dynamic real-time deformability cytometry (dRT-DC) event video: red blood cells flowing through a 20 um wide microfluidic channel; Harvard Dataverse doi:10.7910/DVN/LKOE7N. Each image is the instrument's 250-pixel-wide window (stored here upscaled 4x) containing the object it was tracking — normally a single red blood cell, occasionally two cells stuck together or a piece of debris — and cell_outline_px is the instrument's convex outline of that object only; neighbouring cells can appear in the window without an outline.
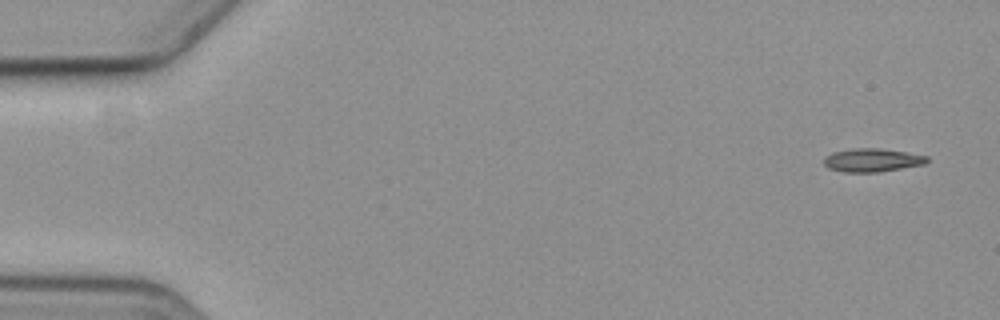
{"species": "common noctule bat (a hibernating species)", "species_latin": "Nyctalus noctula", "temperature_condition": "cold", "stored_images_in_passage": 9, "camera_frame_rate_fps": 3000, "um_per_image_px": 0.085, "animal": {"sex": "female", "body_mass_g": 19.3, "forearm_length_mm": 54.1}, "frame": {"image": 1, "passage_image": 1, "time_ms": 0.0, "image_size_px": [1000, 320], "cell_outline_px": [[928, 160], [924, 164], [880, 172], [840, 172], [828, 168], [824, 164], [824, 156], [832, 152], [852, 148], [880, 148], [908, 152], [928, 156]], "centroid_in_image_um": [74.1, 13.61], "position_along_channel_um": 10.9, "area_um2": 14.22}}
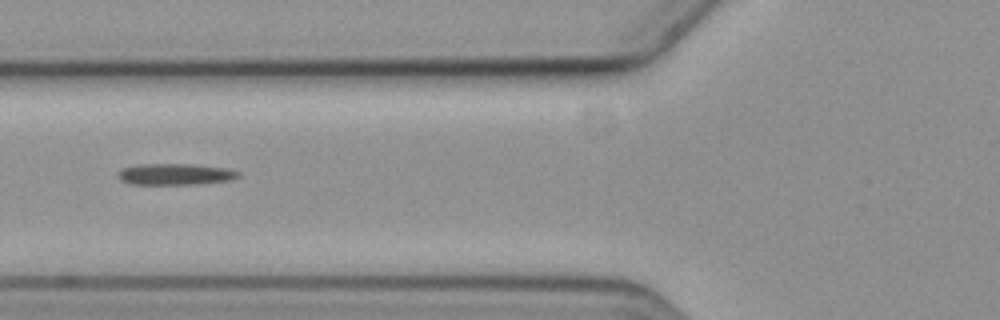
{"frame": {"image": 2, "passage_image": 6, "time_ms": 6.667, "image_size_px": [1000, 320], "cell_outline_px": [[240, 176], [232, 180], [200, 184], [128, 184], [120, 180], [116, 176], [116, 172], [124, 168], [136, 164], [192, 164], [224, 168], [240, 172]], "centroid_in_image_um": [14.86, 14.81], "position_along_channel_um": 110.9, "area_um2": 15.14}}
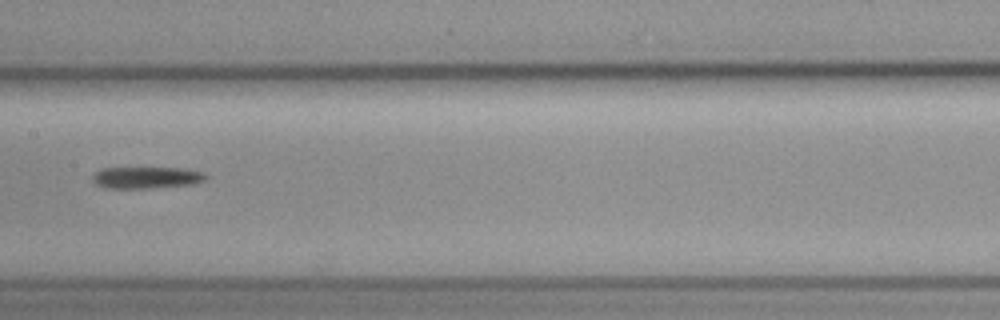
{"frame": {"image": 3, "passage_image": 8, "time_ms": 9.0, "image_size_px": [1000, 320], "cell_outline_px": [[208, 176], [204, 180], [188, 184], [144, 188], [104, 188], [96, 184], [92, 180], [92, 176], [100, 168], [188, 168], [204, 172]], "centroid_in_image_um": [12.41, 15.08], "position_along_channel_um": 195.0, "area_um2": 14.22}}